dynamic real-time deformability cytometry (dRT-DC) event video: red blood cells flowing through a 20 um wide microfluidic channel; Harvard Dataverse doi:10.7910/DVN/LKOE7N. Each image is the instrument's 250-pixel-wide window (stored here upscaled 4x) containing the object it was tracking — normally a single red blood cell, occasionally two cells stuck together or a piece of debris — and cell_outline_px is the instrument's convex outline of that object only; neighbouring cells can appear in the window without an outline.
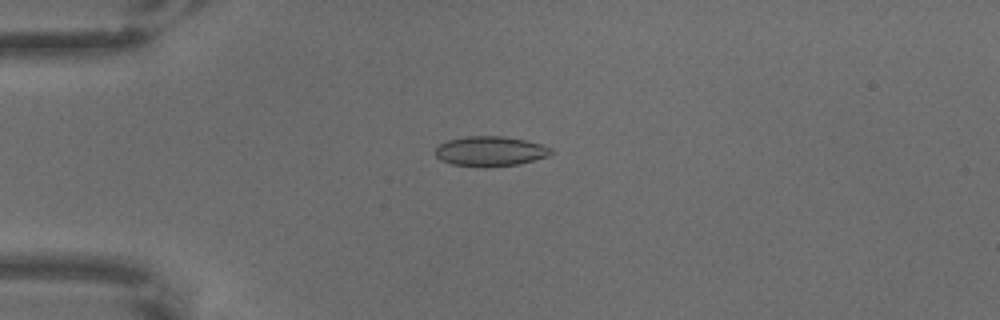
{"species": "common noctule bat (a hibernating species)", "species_latin": "Nyctalus noctula", "temperature_condition": "warm", "stored_images_in_passage": 2, "camera_frame_rate_fps": 3000, "um_per_image_px": 0.085, "animal": {"sex": "male", "body_mass_g": 18.8}, "frame": {"image": 1, "passage_image": 1, "time_ms": 0.0, "image_size_px": [1000, 320], "cell_outline_px": [[556, 152], [548, 156], [520, 164], [452, 164], [440, 160], [436, 156], [436, 148], [440, 144], [448, 140], [464, 136], [504, 136], [524, 140], [540, 144], [552, 148]], "centroid_in_image_um": [41.71, 12.81], "position_along_channel_um": 43.3, "area_um2": 19.42}}